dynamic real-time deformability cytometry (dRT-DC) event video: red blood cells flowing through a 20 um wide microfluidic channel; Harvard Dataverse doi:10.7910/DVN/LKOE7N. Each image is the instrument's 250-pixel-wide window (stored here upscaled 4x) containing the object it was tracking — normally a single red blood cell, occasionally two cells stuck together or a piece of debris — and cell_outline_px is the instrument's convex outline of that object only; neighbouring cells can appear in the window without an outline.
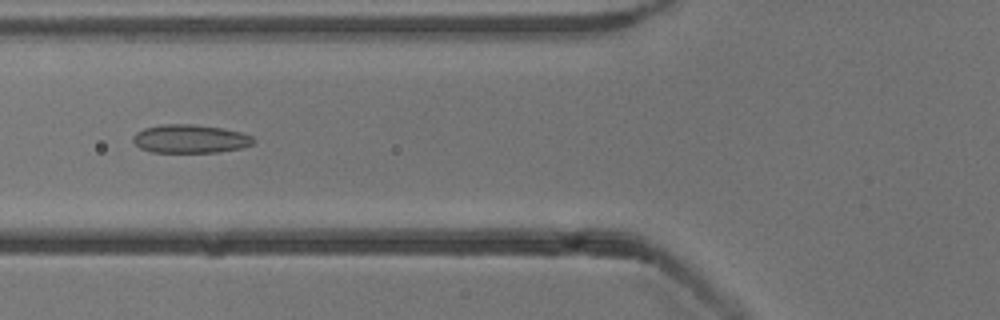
{"species": "common noctule bat (a hibernating species)", "species_latin": "Nyctalus noctula", "temperature_condition": "cold", "stored_images_in_passage": 5, "camera_frame_rate_fps": 3000, "um_per_image_px": 0.085, "animal": {"sex": "male", "body_mass_g": 13.3}, "frame": {"image": 1, "passage_image": 5, "time_ms": 4.333, "image_size_px": [1000, 320], "cell_outline_px": [[256, 140], [252, 144], [240, 148], [220, 152], [152, 152], [140, 148], [132, 140], [132, 136], [136, 132], [144, 128], [160, 124], [192, 124], [220, 128], [240, 132], [252, 136]], "centroid_in_image_um": [16.14, 11.8], "position_along_channel_um": 109.7, "area_um2": 19.94}}